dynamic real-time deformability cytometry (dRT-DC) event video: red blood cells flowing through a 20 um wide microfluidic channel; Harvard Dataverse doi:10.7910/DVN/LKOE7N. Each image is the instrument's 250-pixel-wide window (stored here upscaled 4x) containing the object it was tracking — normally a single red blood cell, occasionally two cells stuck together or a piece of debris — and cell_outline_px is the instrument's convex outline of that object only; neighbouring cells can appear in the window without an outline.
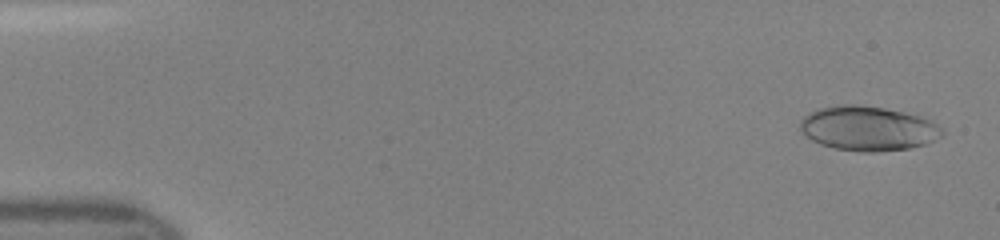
{"species": "human", "species_latin": "Homo sapiens", "temperature_condition": "room temperature", "stored_images_in_passage": 47, "camera_frame_rate_fps": 3000, "um_per_image_px": 0.085, "donor": {"sex": "female"}, "frame": {"image": 1, "passage_image": 2, "time_ms": 0.333, "image_size_px": [1000, 240], "cell_outline_px": [[944, 136], [924, 144], [908, 148], [872, 152], [864, 152], [836, 148], [820, 144], [812, 140], [800, 128], [800, 120], [808, 112], [816, 108], [844, 104], [852, 104], [884, 108], [904, 112], [920, 116], [944, 128]], "centroid_in_image_um": [73.78, 10.9], "position_along_channel_um": 11.2, "area_um2": 36.7}}
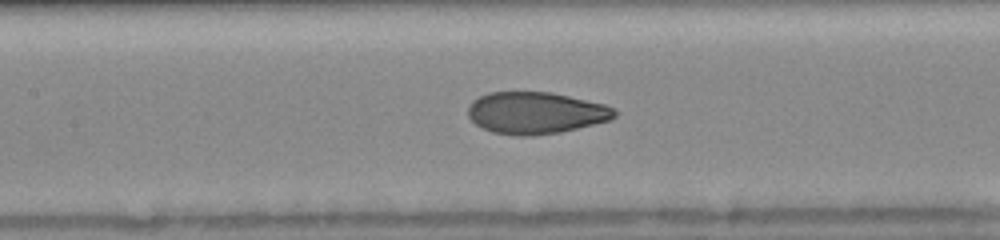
{"frame": {"image": 2, "passage_image": 22, "time_ms": 7.0, "image_size_px": [1000, 240], "cell_outline_px": [[616, 116], [612, 120], [560, 132], [528, 136], [520, 136], [492, 132], [476, 124], [468, 116], [468, 108], [472, 100], [488, 92], [552, 92], [604, 104], [612, 108], [616, 112]], "centroid_in_image_um": [45.53, 9.59], "position_along_channel_um": 161.9, "area_um2": 35.66}}
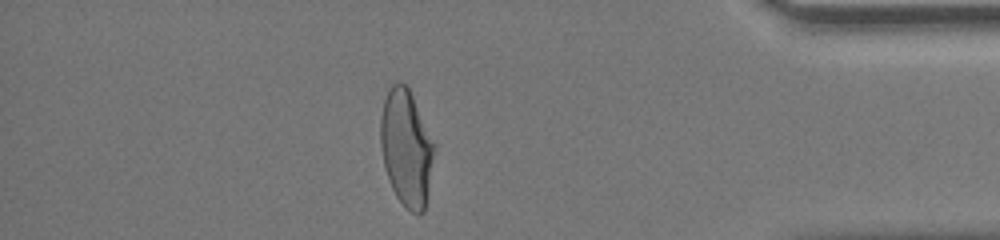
{"frame": {"image": 3, "passage_image": 41, "time_ms": 13.333, "image_size_px": [1000, 240], "cell_outline_px": [[436, 144], [428, 192], [424, 212], [420, 216], [412, 212], [396, 196], [388, 180], [384, 168], [380, 148], [380, 116], [384, 100], [388, 88], [396, 80], [400, 80], [408, 84]], "centroid_in_image_um": [34.54, 12.5], "position_along_channel_um": 400.7, "area_um2": 37.34}}